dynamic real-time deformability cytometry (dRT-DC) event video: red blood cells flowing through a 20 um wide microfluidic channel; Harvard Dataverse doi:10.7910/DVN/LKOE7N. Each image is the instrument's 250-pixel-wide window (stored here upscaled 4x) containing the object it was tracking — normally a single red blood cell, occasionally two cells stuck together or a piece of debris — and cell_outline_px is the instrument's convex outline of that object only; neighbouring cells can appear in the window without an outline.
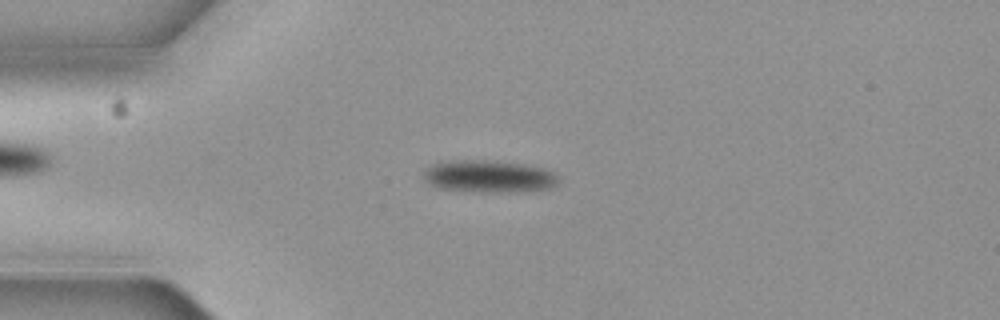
{"species": "common noctule bat (a hibernating species)", "species_latin": "Nyctalus noctula", "temperature_condition": "cold", "stored_images_in_passage": 4, "camera_frame_rate_fps": 3000, "um_per_image_px": 0.085, "animal": {"sex": "female", "body_mass_g": 19.3, "forearm_length_mm": 54.1}, "frame": {"image": 1, "passage_image": 4, "time_ms": 1.0, "image_size_px": [1000, 320], "cell_outline_px": [[560, 180], [552, 188], [512, 192], [480, 192], [436, 188], [428, 184], [424, 180], [424, 168], [440, 160], [488, 160], [524, 164], [544, 168], [556, 172]], "centroid_in_image_um": [41.52, 14.98], "position_along_channel_um": 43.5, "area_um2": 25.95}}